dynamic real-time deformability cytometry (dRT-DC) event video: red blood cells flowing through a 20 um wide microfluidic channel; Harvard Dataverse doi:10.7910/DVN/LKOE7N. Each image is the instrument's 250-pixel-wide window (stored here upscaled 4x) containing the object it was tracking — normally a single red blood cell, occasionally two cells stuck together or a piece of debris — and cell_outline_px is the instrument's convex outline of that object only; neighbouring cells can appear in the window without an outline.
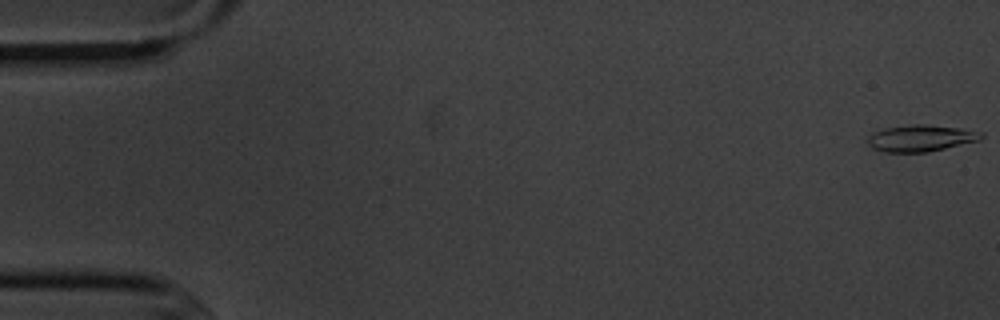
{"species": "common noctule bat (a hibernating species)", "species_latin": "Nyctalus noctula", "temperature_condition": "cold", "stored_images_in_passage": 5, "camera_frame_rate_fps": 3000, "um_per_image_px": 0.085, "animal": {"sex": "male", "body_mass_g": 20.1, "forearm_length_mm": 53.5}, "frame": {"image": 1, "passage_image": 1, "time_ms": 0.0, "image_size_px": [1000, 320], "cell_outline_px": [[984, 136], [980, 140], [928, 152], [884, 152], [872, 148], [868, 144], [868, 136], [872, 132], [884, 128], [912, 124], [924, 124], [956, 128], [984, 132]], "centroid_in_image_um": [78.24, 11.74], "position_along_channel_um": 6.8, "area_um2": 17.57}}
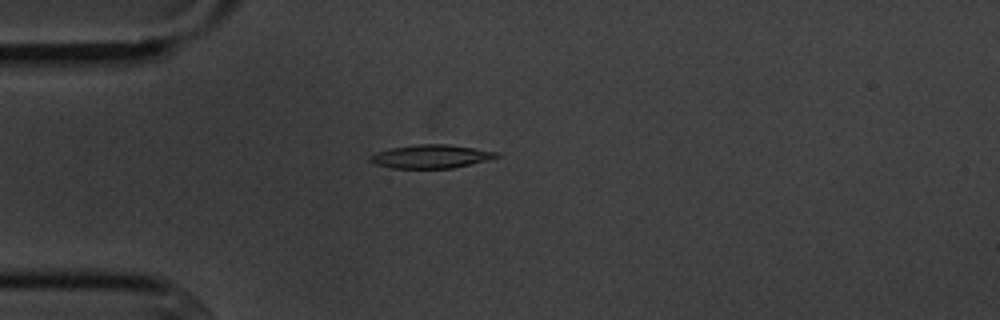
{"frame": {"image": 2, "passage_image": 5, "time_ms": 4.667, "image_size_px": [1000, 320], "cell_outline_px": [[500, 156], [488, 160], [452, 168], [392, 168], [372, 164], [368, 160], [368, 156], [376, 152], [392, 148], [420, 144], [448, 144], [500, 152]], "centroid_in_image_um": [36.61, 13.3], "position_along_channel_um": 48.4, "area_um2": 17.34}}